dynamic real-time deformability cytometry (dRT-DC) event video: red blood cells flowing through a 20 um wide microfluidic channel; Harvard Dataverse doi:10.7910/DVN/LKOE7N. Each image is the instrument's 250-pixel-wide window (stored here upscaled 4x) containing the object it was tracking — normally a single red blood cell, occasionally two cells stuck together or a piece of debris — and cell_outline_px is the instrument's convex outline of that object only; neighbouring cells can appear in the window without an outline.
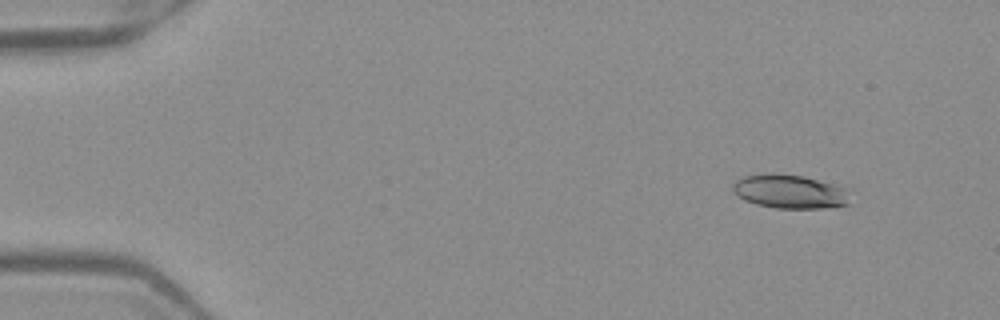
{"species": "Egyptian fruit bat (a non-hibernating species)", "species_latin": "Rousettus aegyptiacus", "temperature_condition": "warm", "stored_images_in_passage": 49, "camera_frame_rate_fps": 3000, "um_per_image_px": 0.085, "frame": {"image": 1, "passage_image": 3, "time_ms": 0.667, "image_size_px": [1000, 320], "cell_outline_px": [[848, 204], [824, 208], [776, 208], [756, 204], [744, 200], [732, 192], [732, 184], [736, 180], [744, 176], [772, 172], [804, 176], [832, 184], [844, 188]], "centroid_in_image_um": [67.03, 16.27], "position_along_channel_um": 18.0, "area_um2": 22.95}}
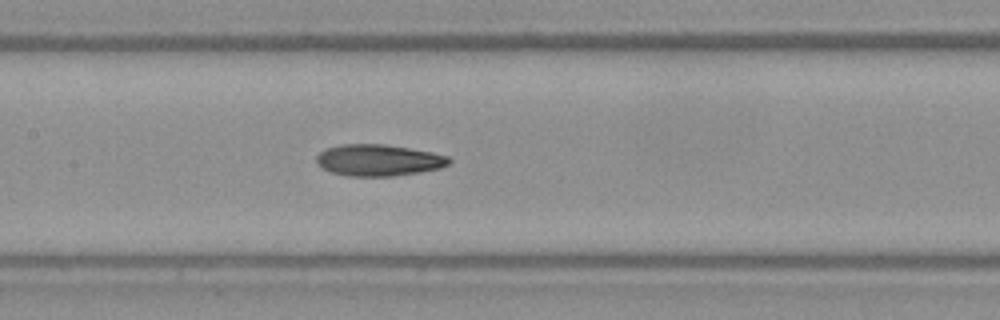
{"frame": {"image": 2, "passage_image": 23, "time_ms": 7.333, "image_size_px": [1000, 320], "cell_outline_px": [[452, 160], [448, 164], [440, 168], [420, 172], [392, 176], [348, 176], [332, 172], [324, 168], [316, 160], [316, 156], [324, 148], [340, 144], [384, 144], [432, 152], [448, 156]], "centroid_in_image_um": [32.18, 13.61], "position_along_channel_um": 175.2, "area_um2": 24.28}}
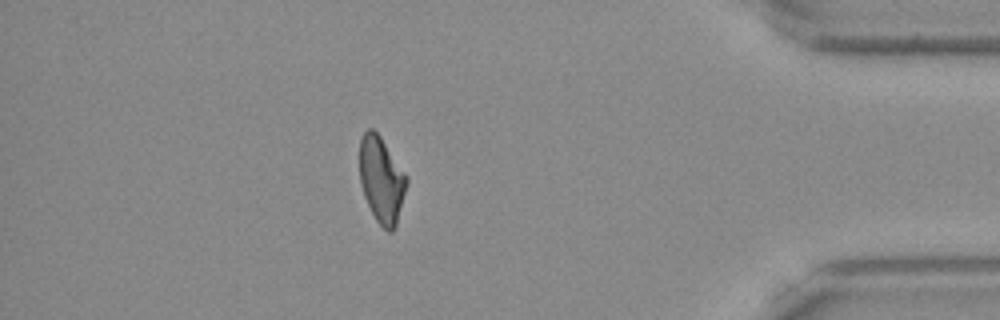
{"frame": {"image": 3, "passage_image": 43, "time_ms": 14.0, "image_size_px": [1000, 320], "cell_outline_px": [[408, 184], [396, 224], [392, 232], [388, 232], [376, 220], [364, 196], [360, 184], [360, 140], [364, 132], [368, 128], [372, 128], [380, 136], [408, 176]], "centroid_in_image_um": [32.44, 15.27], "position_along_channel_um": 402.8, "area_um2": 23.52}, "authors_computed_cell_mechanics": {"area_um2": 23.7558, "velocity_mm_per_s": 4.0037, "shape_relaxation_time_tau1_ms": null, "shape_relaxation_time_tau2_ms": 2.8218, "deformation_change_tau1": null, "deformation_change_tau2": 0.1036}}